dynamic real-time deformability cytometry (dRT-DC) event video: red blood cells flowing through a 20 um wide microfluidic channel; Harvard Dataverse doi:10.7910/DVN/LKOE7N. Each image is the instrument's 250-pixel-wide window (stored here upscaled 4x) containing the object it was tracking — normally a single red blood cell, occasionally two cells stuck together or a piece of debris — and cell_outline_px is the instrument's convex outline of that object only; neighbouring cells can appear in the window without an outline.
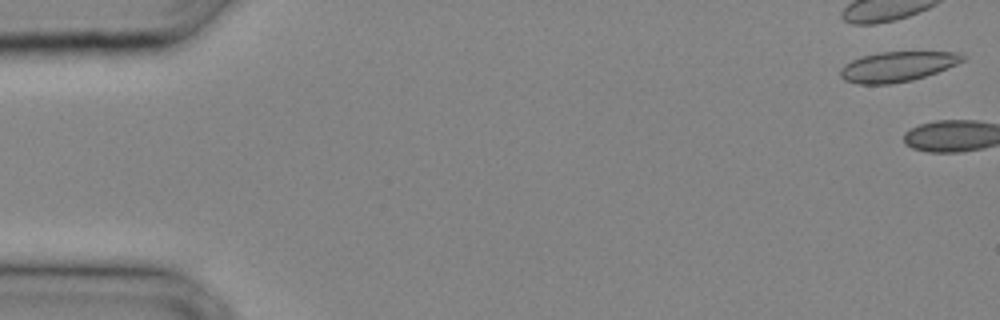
{"species": "common noctule bat (a hibernating species)", "species_latin": "Nyctalus noctula", "temperature_condition": "cold", "stored_images_in_passage": 2, "camera_frame_rate_fps": 3000, "um_per_image_px": 0.085, "animal": {"sex": "male", "body_mass_g": 20.4}, "frame": {"image": 1, "passage_image": 1, "time_ms": 0.0, "image_size_px": [1000, 320], "cell_outline_px": [[964, 60], [956, 64], [936, 72], [912, 80], [888, 84], [860, 84], [844, 80], [840, 76], [840, 68], [844, 64], [860, 56], [880, 52], [960, 52], [964, 56]], "centroid_in_image_um": [76.23, 5.65], "position_along_channel_um": 8.8, "area_um2": 21.27}}